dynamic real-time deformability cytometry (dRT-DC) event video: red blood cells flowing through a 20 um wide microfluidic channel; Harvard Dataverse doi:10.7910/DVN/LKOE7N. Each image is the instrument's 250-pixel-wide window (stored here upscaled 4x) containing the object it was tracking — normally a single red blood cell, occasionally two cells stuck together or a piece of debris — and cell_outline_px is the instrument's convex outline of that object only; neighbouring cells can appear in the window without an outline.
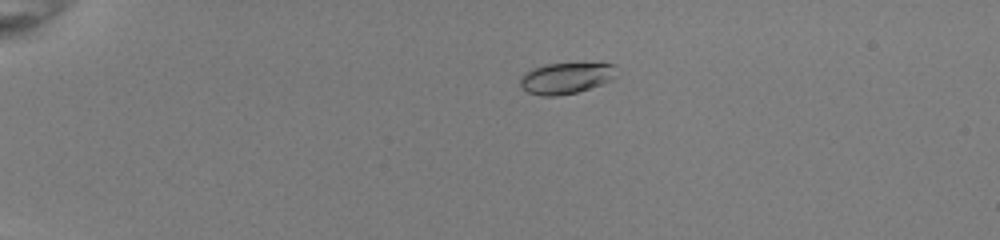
{"species": "common noctule bat (a hibernating species)", "species_latin": "Nyctalus noctula", "temperature_condition": "room temperature", "stored_images_in_passage": 41, "camera_frame_rate_fps": 3000, "um_per_image_px": 0.085, "animal": {"sex": "female", "body_mass_g": 22.0, "forearm_length_mm": 56.7}, "frame": {"image": 1, "passage_image": 1, "time_ms": 0.0, "image_size_px": [1000, 240], "cell_outline_px": [[616, 76], [612, 80], [576, 92], [556, 96], [540, 96], [528, 92], [520, 88], [520, 76], [524, 72], [532, 68], [544, 64], [600, 60], [616, 64]], "centroid_in_image_um": [48.15, 6.57], "position_along_channel_um": 36.8, "area_um2": 18.5}}
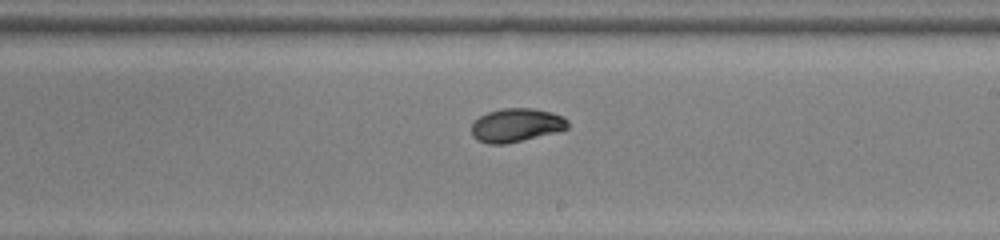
{"frame": {"image": 2, "passage_image": 22, "time_ms": 7.0, "image_size_px": [1000, 240], "cell_outline_px": [[568, 128], [556, 132], [504, 144], [488, 144], [476, 140], [472, 136], [472, 124], [480, 116], [488, 112], [504, 108], [532, 108], [552, 112], [564, 116], [568, 120]], "centroid_in_image_um": [43.89, 10.63], "position_along_channel_um": 245.1, "area_um2": 18.79}}
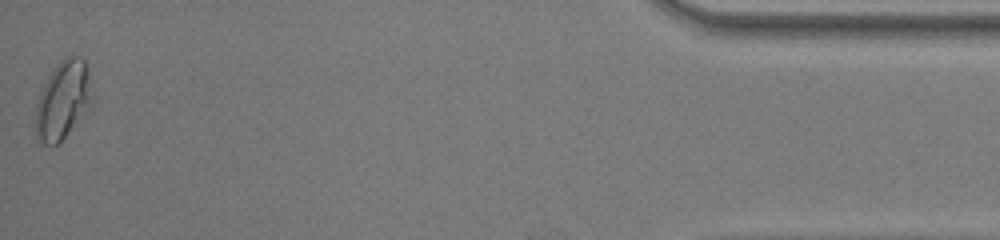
{"frame": {"image": 3, "passage_image": 41, "time_ms": 13.333, "image_size_px": [1000, 240], "cell_outline_px": [[92, 104], [64, 136], [56, 144], [44, 144], [36, 136], [36, 104], [40, 92], [52, 68], [60, 60], [68, 56], [80, 56], [84, 60], [92, 92]], "centroid_in_image_um": [5.33, 8.46], "position_along_channel_um": 429.9, "area_um2": 25.2}, "authors_computed_cell_mechanics": {"area_um2": 18.6694, "velocity_mm_per_s": 3.9978, "shape_relaxation_time_tau1_ms": 4.4612, "shape_relaxation_time_tau2_ms": 1.259, "deformation_change_tau1": 0.1476, "deformation_change_tau2": 0.0341}}